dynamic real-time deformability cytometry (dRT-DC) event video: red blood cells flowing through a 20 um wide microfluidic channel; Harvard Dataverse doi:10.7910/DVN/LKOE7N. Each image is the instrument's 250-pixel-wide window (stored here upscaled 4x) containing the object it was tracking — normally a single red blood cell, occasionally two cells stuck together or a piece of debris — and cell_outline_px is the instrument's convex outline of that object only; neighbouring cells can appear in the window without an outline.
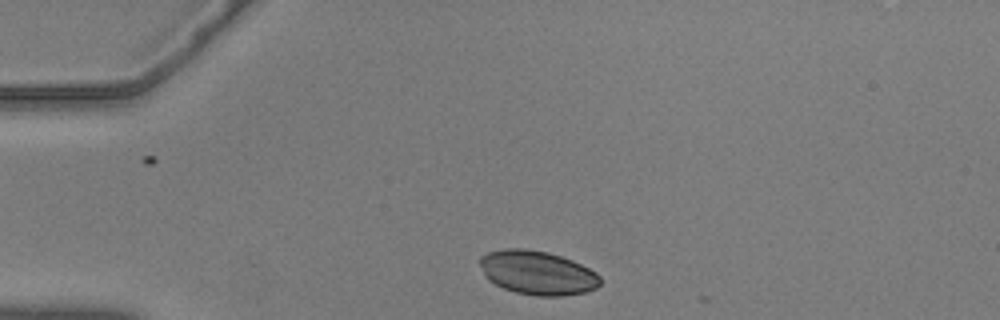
{"species": "common noctule bat (a hibernating species)", "species_latin": "Nyctalus noctula", "temperature_condition": "warm", "stored_images_in_passage": 23, "camera_frame_rate_fps": 3000, "um_per_image_px": 0.085, "animal": {"sex": "male", "body_mass_g": 20.5, "forearm_length_mm": 52.5}, "frame": {"image": 1, "passage_image": 1, "time_ms": 0.0, "image_size_px": [1000, 320], "cell_outline_px": [[600, 284], [596, 288], [584, 292], [560, 296], [536, 296], [516, 292], [504, 288], [488, 280], [484, 276], [480, 264], [480, 256], [488, 252], [504, 248], [524, 248], [548, 252], [572, 260], [596, 272], [600, 276]], "centroid_in_image_um": [45.66, 23.17], "position_along_channel_um": 39.3, "area_um2": 30.81}}
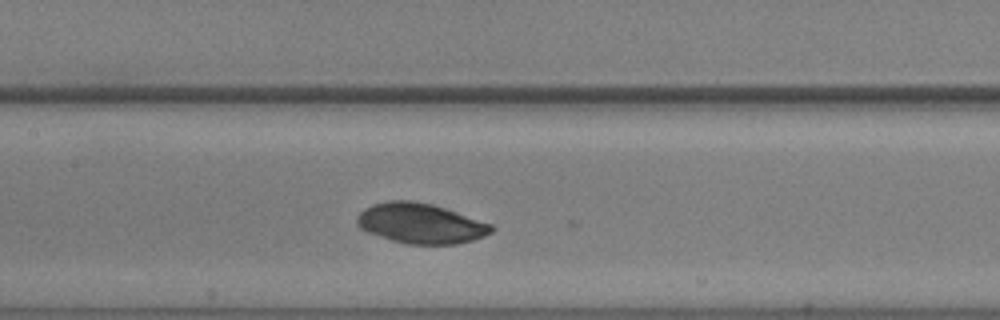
{"frame": {"image": 2, "passage_image": 15, "time_ms": 4.667, "image_size_px": [1000, 320], "cell_outline_px": [[496, 228], [492, 232], [484, 236], [472, 240], [456, 244], [408, 244], [392, 240], [368, 232], [360, 228], [356, 224], [356, 216], [364, 208], [372, 204], [388, 200], [412, 200], [432, 204], [492, 224]], "centroid_in_image_um": [35.73, 18.98], "position_along_channel_um": 171.7, "area_um2": 31.44}}
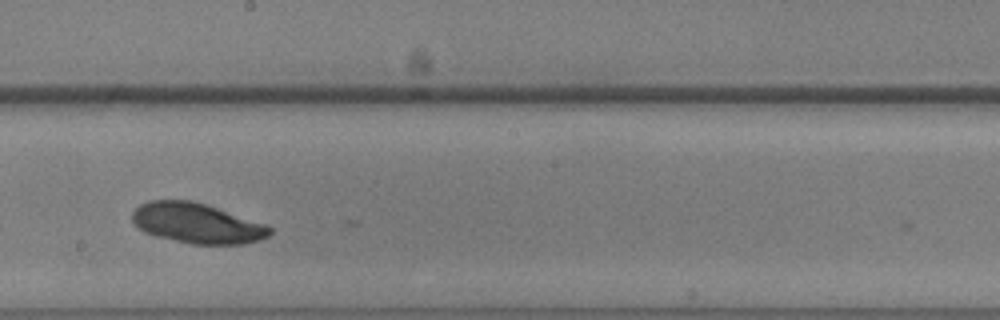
{"frame": {"image": 3, "passage_image": 20, "time_ms": 6.333, "image_size_px": [1000, 320], "cell_outline_px": [[272, 232], [268, 236], [260, 240], [244, 244], [192, 244], [156, 236], [144, 232], [136, 228], [132, 224], [132, 212], [140, 204], [148, 200], [192, 200], [208, 204], [268, 224], [272, 228]], "centroid_in_image_um": [16.75, 18.96], "position_along_channel_um": 231.5, "area_um2": 32.77}}